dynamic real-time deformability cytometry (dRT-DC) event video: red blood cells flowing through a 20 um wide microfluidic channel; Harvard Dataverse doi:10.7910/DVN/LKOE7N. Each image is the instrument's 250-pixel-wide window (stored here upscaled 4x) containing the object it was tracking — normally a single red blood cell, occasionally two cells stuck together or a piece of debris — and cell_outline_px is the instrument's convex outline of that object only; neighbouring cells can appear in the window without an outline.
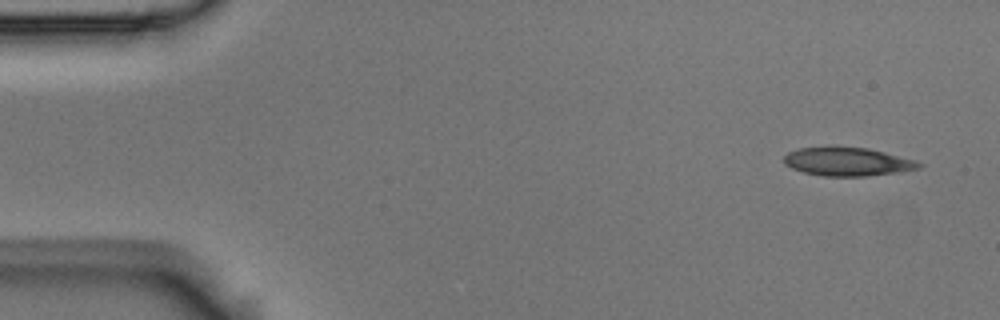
{"species": "Egyptian fruit bat (a non-hibernating species)", "species_latin": "Rousettus aegyptiacus", "temperature_condition": "room temperature", "stored_images_in_passage": 10, "camera_frame_rate_fps": 3000, "um_per_image_px": 0.085, "animal": {"sex": "male"}, "frame": {"image": 1, "passage_image": 1, "time_ms": 0.0, "image_size_px": [1000, 320], "cell_outline_px": [[924, 164], [920, 168], [896, 172], [864, 176], [824, 176], [804, 172], [792, 168], [784, 164], [784, 156], [788, 152], [796, 148], [868, 148], [916, 160]], "centroid_in_image_um": [72.04, 13.75], "position_along_channel_um": 13.0, "area_um2": 21.96}}
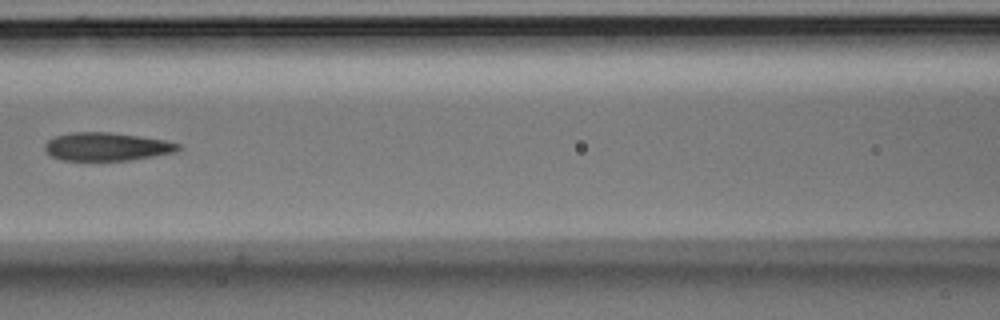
{"frame": {"image": 2, "passage_image": 7, "time_ms": 2.0, "image_size_px": [1000, 320], "cell_outline_px": [[184, 148], [176, 152], [128, 160], [64, 160], [52, 156], [44, 148], [44, 144], [48, 140], [56, 136], [72, 132], [108, 132], [164, 140], [180, 144]], "centroid_in_image_um": [9.09, 12.46], "position_along_channel_um": 157.5, "area_um2": 21.68}}
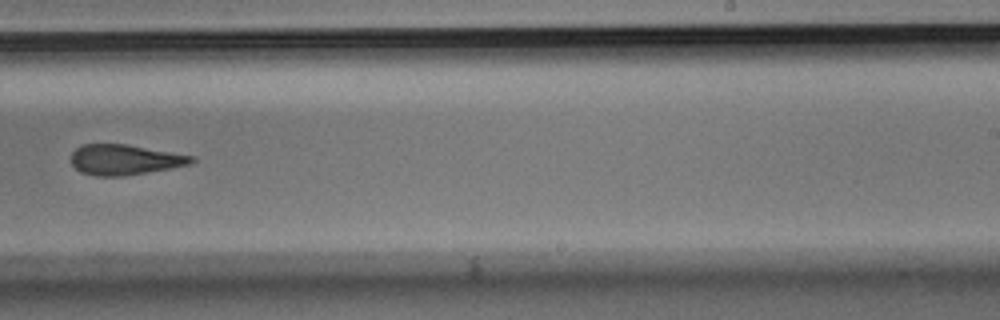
{"frame": {"image": 3, "passage_image": 10, "time_ms": 3.0, "image_size_px": [1000, 320], "cell_outline_px": [[196, 160], [188, 164], [172, 168], [120, 176], [96, 176], [80, 172], [72, 164], [72, 152], [76, 148], [84, 144], [124, 144], [196, 156]], "centroid_in_image_um": [10.6, 13.57], "position_along_channel_um": 278.4, "area_um2": 21.1}}